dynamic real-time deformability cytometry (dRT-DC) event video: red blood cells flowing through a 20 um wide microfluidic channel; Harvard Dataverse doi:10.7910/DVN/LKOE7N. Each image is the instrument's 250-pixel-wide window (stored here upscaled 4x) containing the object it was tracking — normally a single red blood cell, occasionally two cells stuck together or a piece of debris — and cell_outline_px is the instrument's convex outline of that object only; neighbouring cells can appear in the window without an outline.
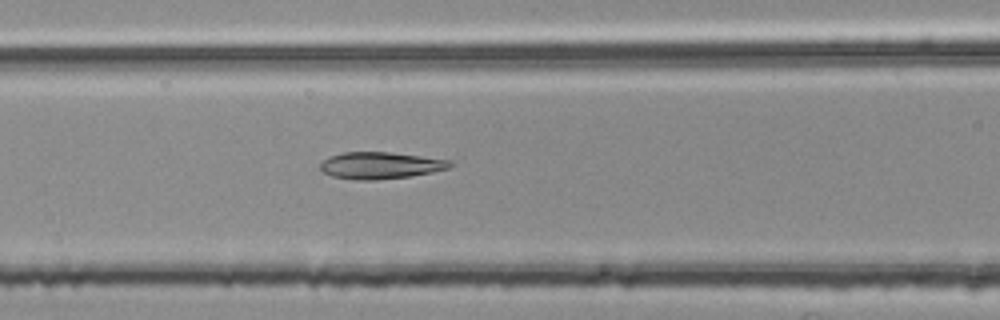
{"species": "common noctule bat (a hibernating species)", "species_latin": "Nyctalus noctula", "temperature_condition": "room temperature", "stored_images_in_passage": 35, "camera_frame_rate_fps": 3000, "um_per_image_px": 0.085, "animal": {"sex": "female", "body_mass_g": 25.1}, "frame": {"image": 1, "passage_image": 10, "time_ms": 3.0, "image_size_px": [1000, 320], "cell_outline_px": [[452, 164], [448, 168], [432, 172], [412, 176], [376, 180], [360, 180], [332, 176], [324, 172], [320, 168], [320, 164], [328, 156], [344, 152], [392, 152], [452, 160]], "centroid_in_image_um": [32.35, 14.05], "position_along_channel_um": 134.3, "area_um2": 20.29}}
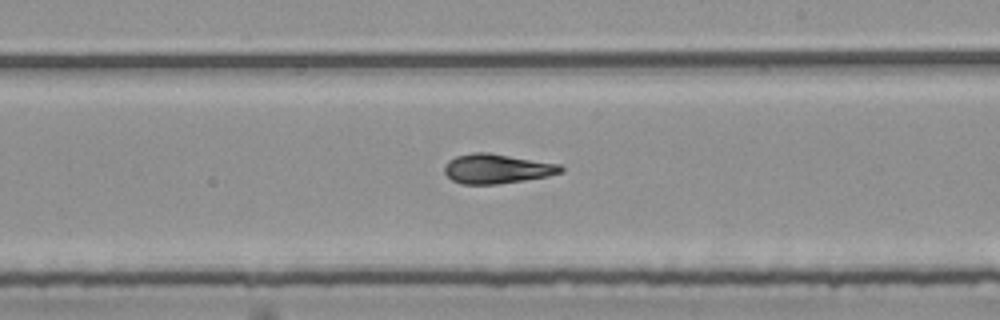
{"frame": {"image": 2, "passage_image": 19, "time_ms": 6.0, "image_size_px": [1000, 320], "cell_outline_px": [[564, 172], [548, 176], [524, 180], [496, 184], [460, 184], [452, 180], [444, 172], [444, 164], [448, 160], [456, 156], [472, 152], [488, 152], [560, 164], [564, 168]], "centroid_in_image_um": [42.22, 14.33], "position_along_channel_um": 246.8, "area_um2": 20.17}}
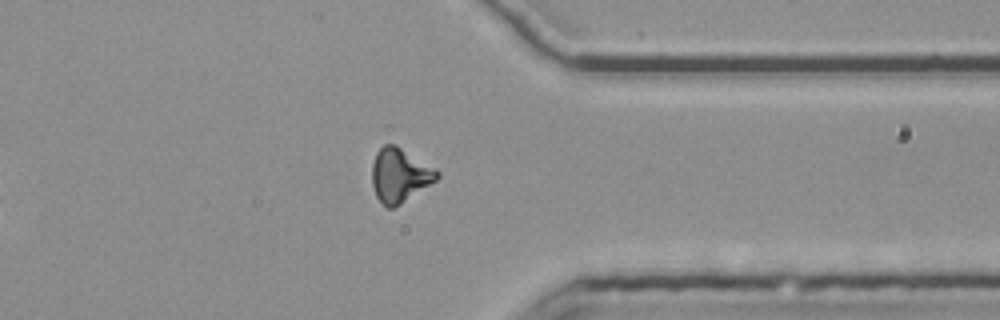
{"frame": {"image": 3, "passage_image": 30, "time_ms": 9.667, "image_size_px": [1000, 320], "cell_outline_px": [[440, 176], [436, 180], [400, 204], [392, 208], [388, 208], [376, 196], [372, 184], [372, 164], [376, 152], [384, 144], [396, 144], [436, 168], [440, 172]], "centroid_in_image_um": [33.98, 14.86], "position_along_channel_um": 377.4, "area_um2": 20.4}, "authors_computed_cell_mechanics": {"area_um2": 19.8832, "velocity_mm_per_s": 3.7562, "shape_relaxation_time_tau1_ms": null, "shape_relaxation_time_tau2_ms": 3.3825, "deformation_change_tau1": null, "deformation_change_tau2": 0.0953}}